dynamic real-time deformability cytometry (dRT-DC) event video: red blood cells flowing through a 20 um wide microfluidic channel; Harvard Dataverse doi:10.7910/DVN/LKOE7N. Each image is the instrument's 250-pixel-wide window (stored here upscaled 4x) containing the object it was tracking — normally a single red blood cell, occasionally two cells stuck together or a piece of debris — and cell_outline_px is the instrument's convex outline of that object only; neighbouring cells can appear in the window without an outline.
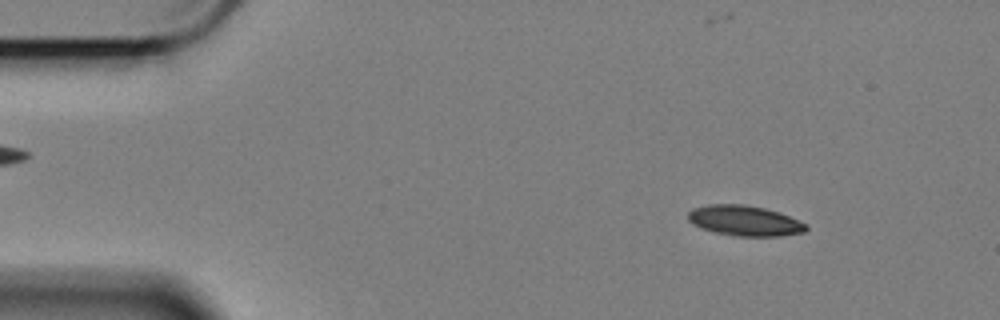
{"species": "Egyptian fruit bat (a non-hibernating species)", "species_latin": "Rousettus aegyptiacus", "temperature_condition": "cold", "stored_images_in_passage": 59, "camera_frame_rate_fps": 3000, "um_per_image_px": 0.085, "animal": {"sex": "female"}, "frame": {"image": 1, "passage_image": 7, "time_ms": 2.0, "image_size_px": [1000, 320], "cell_outline_px": [[808, 228], [804, 232], [780, 236], [736, 236], [716, 232], [692, 224], [688, 220], [688, 212], [692, 208], [708, 204], [744, 204], [764, 208], [780, 212], [808, 224]], "centroid_in_image_um": [63.31, 18.75], "position_along_channel_um": 21.7, "area_um2": 20.92}}
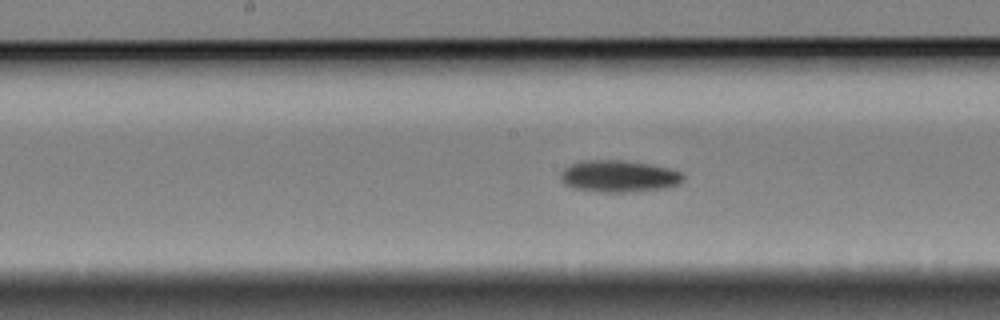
{"frame": {"image": 2, "passage_image": 29, "time_ms": 9.333, "image_size_px": [1000, 320], "cell_outline_px": [[684, 180], [680, 184], [664, 188], [632, 192], [600, 192], [572, 188], [564, 184], [560, 180], [560, 172], [564, 168], [580, 160], [624, 160], [648, 164], [668, 168], [684, 172]], "centroid_in_image_um": [52.6, 14.98], "position_along_channel_um": 195.6, "area_um2": 23.06}}
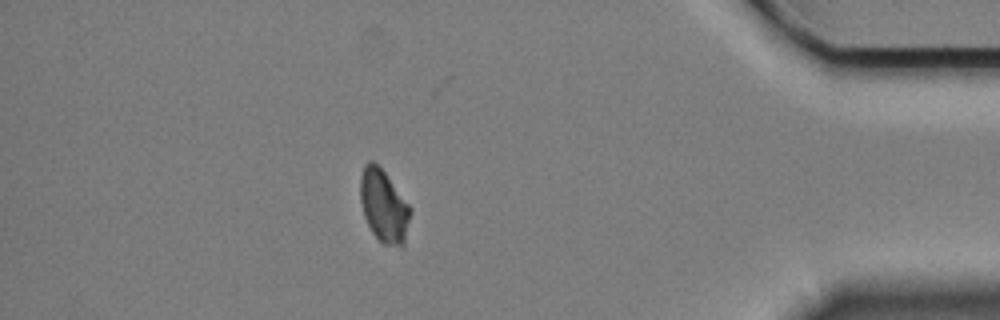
{"frame": {"image": 3, "passage_image": 51, "time_ms": 16.667, "image_size_px": [1000, 320], "cell_outline_px": [[412, 212], [404, 244], [400, 248], [384, 244], [372, 232], [364, 216], [360, 200], [360, 176], [364, 164], [368, 160], [372, 160], [384, 172], [412, 208]], "centroid_in_image_um": [32.63, 17.52], "position_along_channel_um": 402.6, "area_um2": 21.27}, "authors_computed_cell_mechanics": {"area_um2": 21.7328, "velocity_mm_per_s": 3.384, "shape_relaxation_time_tau1_ms": 6.1121, "shape_relaxation_time_tau2_ms": null, "deformation_change_tau1": 0.1317, "deformation_change_tau2": null}}